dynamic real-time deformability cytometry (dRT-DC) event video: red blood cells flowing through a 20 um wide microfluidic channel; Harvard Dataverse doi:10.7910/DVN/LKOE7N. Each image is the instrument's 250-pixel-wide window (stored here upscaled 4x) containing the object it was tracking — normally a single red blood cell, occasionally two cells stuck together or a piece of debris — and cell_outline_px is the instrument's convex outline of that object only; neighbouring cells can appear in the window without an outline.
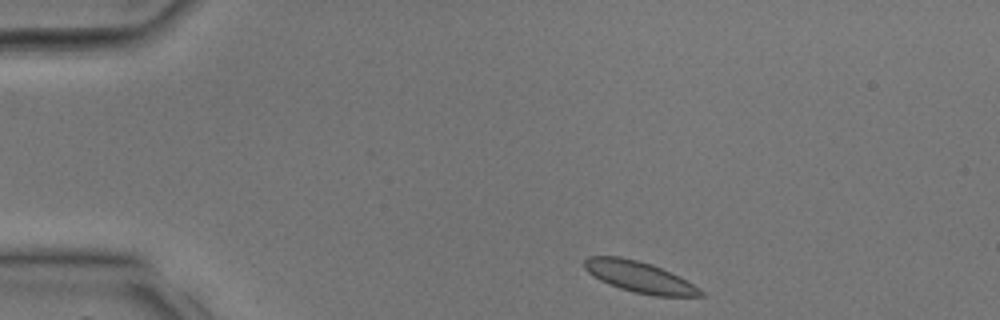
{"species": "common noctule bat (a hibernating species)", "species_latin": "Nyctalus noctula", "temperature_condition": "room temperature", "stored_images_in_passage": 31, "camera_frame_rate_fps": 3000, "um_per_image_px": 0.085, "animal": {"sex": "male", "body_mass_g": 17.9, "forearm_length_mm": 54.2}, "frame": {"image": 1, "passage_image": 1, "time_ms": 0.0, "image_size_px": [1000, 320], "cell_outline_px": [[704, 296], [652, 296], [620, 288], [608, 284], [592, 276], [584, 268], [584, 260], [588, 256], [620, 256], [652, 264], [700, 288], [704, 292]], "centroid_in_image_um": [54.3, 23.54], "position_along_channel_um": 30.7, "area_um2": 20.75}}
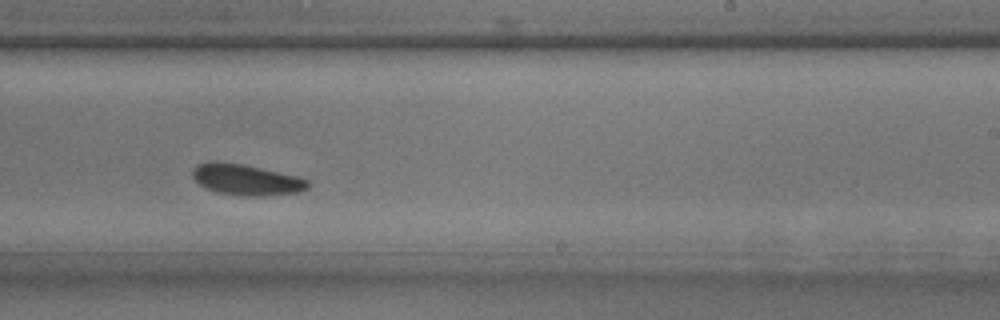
{"frame": {"image": 2, "passage_image": 17, "time_ms": 5.333, "image_size_px": [1000, 320], "cell_outline_px": [[312, 184], [308, 188], [300, 192], [260, 196], [244, 196], [216, 192], [200, 184], [192, 176], [192, 168], [196, 164], [208, 160], [216, 160], [244, 164], [296, 176], [308, 180]], "centroid_in_image_um": [20.91, 15.25], "position_along_channel_um": 268.1, "area_um2": 21.04}}
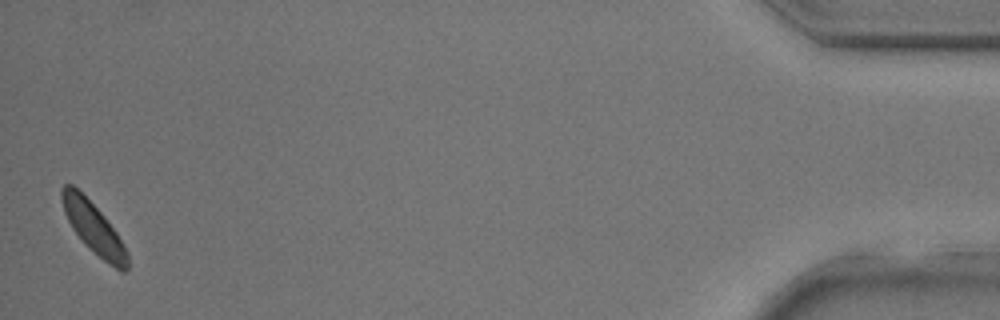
{"frame": {"image": 3, "passage_image": 30, "time_ms": 9.667, "image_size_px": [1000, 320], "cell_outline_px": [[128, 272], [120, 272], [108, 264], [84, 244], [72, 228], [64, 212], [60, 200], [60, 188], [64, 184], [72, 184], [104, 216], [116, 232], [124, 244], [128, 252]], "centroid_in_image_um": [7.96, 19.41], "position_along_channel_um": 427.2, "area_um2": 19.54}}